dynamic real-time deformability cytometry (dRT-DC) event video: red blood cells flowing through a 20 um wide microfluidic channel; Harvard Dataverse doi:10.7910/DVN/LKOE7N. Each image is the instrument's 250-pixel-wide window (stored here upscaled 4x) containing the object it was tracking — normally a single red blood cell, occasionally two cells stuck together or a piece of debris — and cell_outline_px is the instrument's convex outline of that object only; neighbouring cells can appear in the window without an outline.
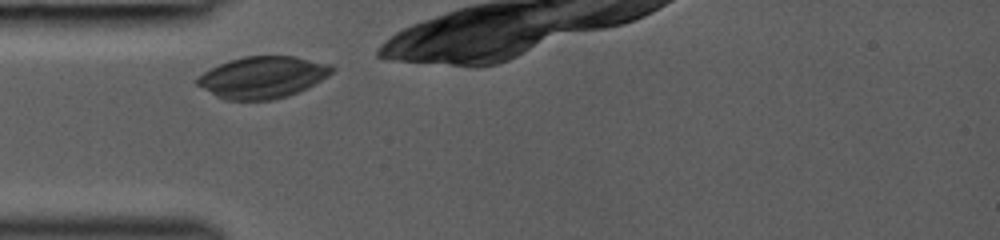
{"species": "common noctule bat (a hibernating species)", "species_latin": "Nyctalus noctula", "temperature_condition": "room temperature", "stored_images_in_passage": 9, "camera_frame_rate_fps": 3000, "um_per_image_px": 0.085, "animal": {"sex": "female", "body_mass_g": 19.0, "forearm_length_mm": 53.3}, "frame": {"image": 1, "passage_image": 1, "time_ms": 0.0, "image_size_px": [1000, 240], "cell_outline_px": [[336, 68], [328, 76], [288, 96], [272, 100], [224, 100], [216, 96], [196, 84], [196, 80], [204, 72], [228, 60], [244, 56], [292, 56], [332, 64]], "centroid_in_image_um": [22.32, 6.56], "position_along_channel_um": 62.7, "area_um2": 32.48}}
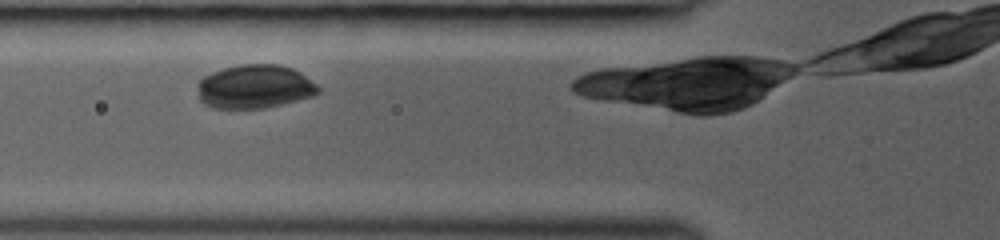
{"frame": {"image": 2, "passage_image": 4, "time_ms": 1.0, "image_size_px": [1000, 240], "cell_outline_px": [[320, 92], [312, 96], [264, 108], [212, 108], [204, 104], [200, 100], [200, 80], [204, 76], [212, 72], [224, 68], [240, 64], [276, 64], [292, 68], [300, 72], [316, 84], [320, 88]], "centroid_in_image_um": [21.66, 7.36], "position_along_channel_um": 104.1, "area_um2": 30.4}}
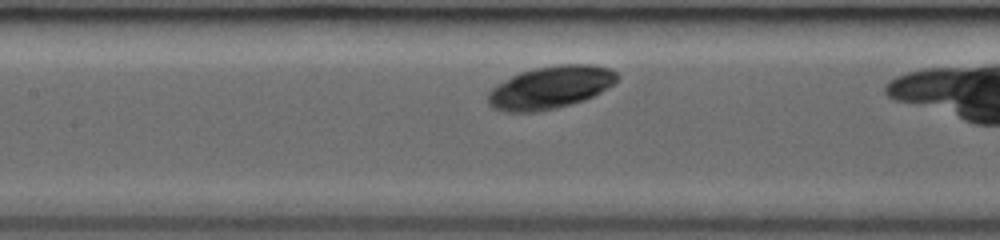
{"frame": {"image": 3, "passage_image": 8, "time_ms": 2.333, "image_size_px": [1000, 240], "cell_outline_px": [[620, 76], [612, 84], [600, 92], [584, 100], [572, 104], [540, 112], [504, 112], [492, 108], [488, 104], [488, 92], [496, 84], [520, 72], [536, 68], [560, 64], [592, 64], [608, 68], [616, 72]], "centroid_in_image_um": [46.75, 7.44], "position_along_channel_um": 160.6, "area_um2": 32.14}}